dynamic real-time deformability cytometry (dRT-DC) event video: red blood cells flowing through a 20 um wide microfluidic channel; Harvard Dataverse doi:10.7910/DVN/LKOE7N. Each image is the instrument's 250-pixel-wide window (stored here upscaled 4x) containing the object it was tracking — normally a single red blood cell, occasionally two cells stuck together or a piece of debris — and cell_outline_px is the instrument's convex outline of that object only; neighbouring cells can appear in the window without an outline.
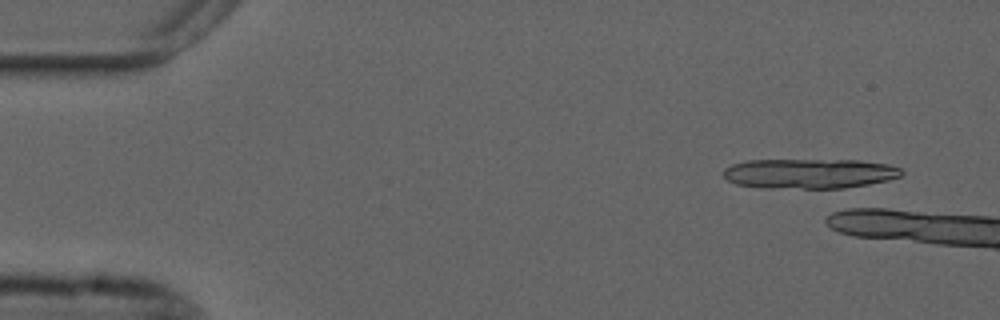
{"species": "common noctule bat (a hibernating species)", "species_latin": "Nyctalus noctula", "temperature_condition": "cold", "stored_images_in_passage": 6, "camera_frame_rate_fps": 3000, "um_per_image_px": 0.085, "animal": {"sex": "male", "forearm_length_mm": 52.5}, "frame": {"image": 1, "passage_image": 4, "time_ms": 1.0, "image_size_px": [1000, 320], "cell_outline_px": [[904, 172], [900, 176], [888, 180], [868, 184], [844, 188], [764, 188], [736, 184], [728, 180], [724, 176], [724, 168], [732, 164], [748, 160], [860, 160], [888, 164], [900, 168]], "centroid_in_image_um": [68.8, 14.75], "position_along_channel_um": 16.2, "area_um2": 31.1}}